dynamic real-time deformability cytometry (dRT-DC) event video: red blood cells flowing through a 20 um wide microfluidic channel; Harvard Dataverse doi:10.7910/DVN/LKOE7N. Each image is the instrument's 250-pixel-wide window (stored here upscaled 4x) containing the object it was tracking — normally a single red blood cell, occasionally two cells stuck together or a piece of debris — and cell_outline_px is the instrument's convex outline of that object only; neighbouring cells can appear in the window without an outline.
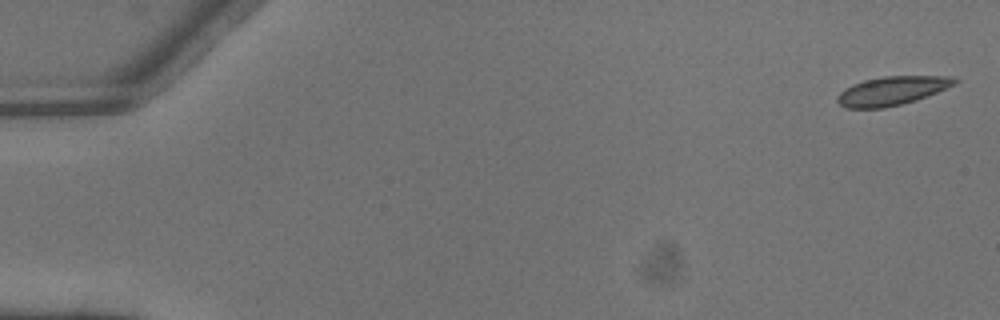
{"species": "common noctule bat (a hibernating species)", "species_latin": "Nyctalus noctula", "temperature_condition": "warm", "stored_images_in_passage": 6, "camera_frame_rate_fps": 3000, "um_per_image_px": 0.085, "animal": {"sex": "male", "body_mass_g": 13.3}, "frame": {"image": 1, "passage_image": 1, "time_ms": 0.0, "image_size_px": [1000, 320], "cell_outline_px": [[960, 80], [956, 84], [916, 100], [884, 108], [844, 108], [836, 100], [836, 96], [844, 88], [852, 84], [864, 80], [884, 76], [952, 76]], "centroid_in_image_um": [75.79, 7.71], "position_along_channel_um": 9.2, "area_um2": 19.71}}
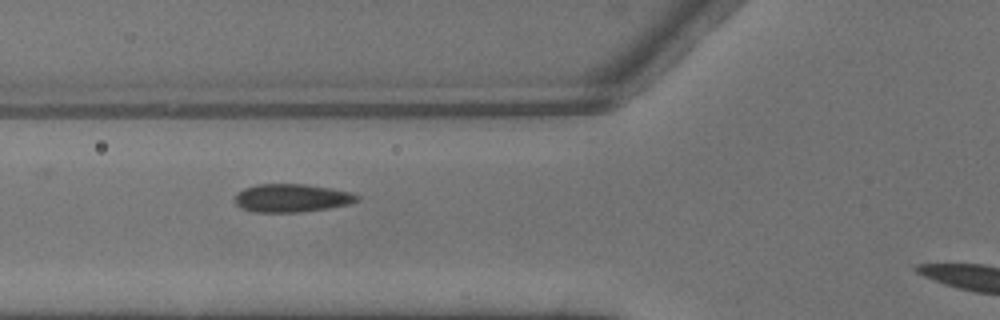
{"frame": {"image": 2, "passage_image": 5, "time_ms": 1.333, "image_size_px": [1000, 320], "cell_outline_px": [[360, 200], [348, 204], [328, 208], [300, 212], [252, 212], [240, 208], [236, 204], [236, 196], [244, 188], [256, 184], [304, 184], [328, 188], [348, 192], [360, 196]], "centroid_in_image_um": [24.78, 16.84], "position_along_channel_um": 101.0, "area_um2": 19.88}}
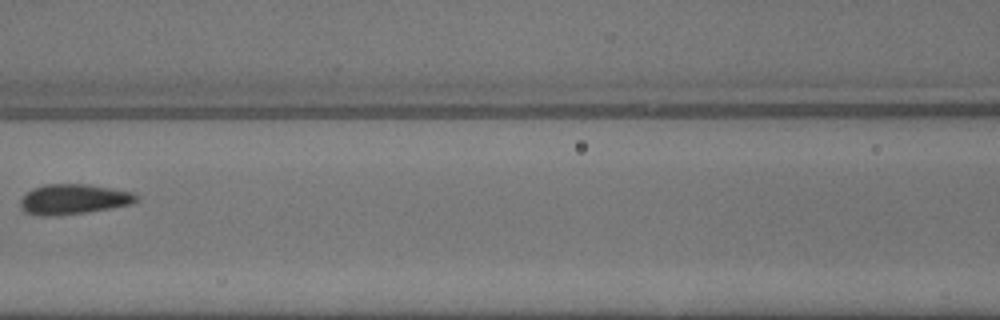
{"frame": {"image": 3, "passage_image": 6, "time_ms": 1.667, "image_size_px": [1000, 320], "cell_outline_px": [[140, 200], [132, 204], [112, 208], [88, 212], [56, 216], [40, 216], [24, 212], [20, 208], [20, 200], [32, 188], [44, 184], [88, 184], [112, 188], [132, 192], [140, 196]], "centroid_in_image_um": [6.27, 16.94], "position_along_channel_um": 160.3, "area_um2": 20.75}}